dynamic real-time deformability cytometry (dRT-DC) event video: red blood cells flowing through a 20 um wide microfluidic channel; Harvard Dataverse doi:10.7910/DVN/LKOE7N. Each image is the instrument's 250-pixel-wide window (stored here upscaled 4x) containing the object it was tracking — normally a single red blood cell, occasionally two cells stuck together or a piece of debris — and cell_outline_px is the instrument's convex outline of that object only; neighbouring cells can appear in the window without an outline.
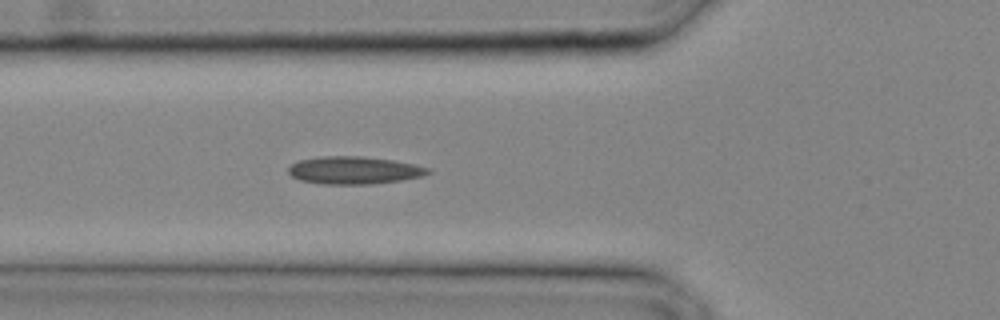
{"species": "common noctule bat (a hibernating species)", "species_latin": "Nyctalus noctula", "temperature_condition": "cold", "stored_images_in_passage": 14, "camera_frame_rate_fps": 3000, "um_per_image_px": 0.085, "animal": {"sex": "male", "body_mass_g": 20.4}, "frame": {"image": 1, "passage_image": 10, "time_ms": 3.0, "image_size_px": [1000, 320], "cell_outline_px": [[432, 172], [420, 176], [400, 180], [372, 184], [324, 184], [300, 180], [292, 176], [288, 172], [288, 168], [292, 164], [300, 160], [320, 156], [364, 156], [392, 160], [432, 168]], "centroid_in_image_um": [30.1, 14.47], "position_along_channel_um": 95.7, "area_um2": 22.37}}